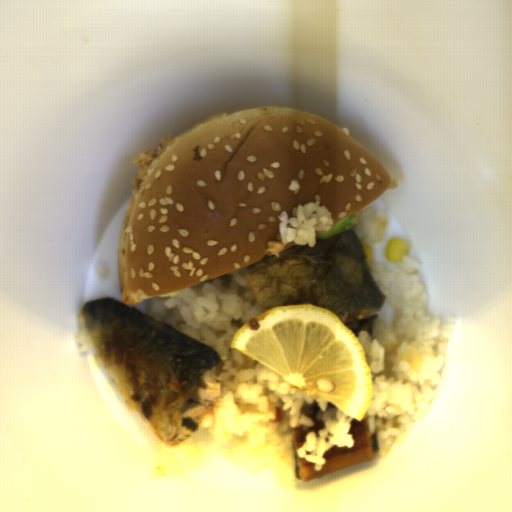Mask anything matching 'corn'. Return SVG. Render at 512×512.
Returning <instances> with one entry per match:
<instances>
[{
	"label": "corn",
	"mask_w": 512,
	"mask_h": 512,
	"mask_svg": "<svg viewBox=\"0 0 512 512\" xmlns=\"http://www.w3.org/2000/svg\"><path fill=\"white\" fill-rule=\"evenodd\" d=\"M409 255V246L406 240L392 237L386 244L384 258L387 263H401Z\"/></svg>",
	"instance_id": "51d56268"
},
{
	"label": "corn",
	"mask_w": 512,
	"mask_h": 512,
	"mask_svg": "<svg viewBox=\"0 0 512 512\" xmlns=\"http://www.w3.org/2000/svg\"><path fill=\"white\" fill-rule=\"evenodd\" d=\"M361 248H362V251H363V254H364V258H365L366 264L368 266L370 264V262L372 261L373 249L370 246V244H366V243L361 245Z\"/></svg>",
	"instance_id": "f1292c28"
}]
</instances>
